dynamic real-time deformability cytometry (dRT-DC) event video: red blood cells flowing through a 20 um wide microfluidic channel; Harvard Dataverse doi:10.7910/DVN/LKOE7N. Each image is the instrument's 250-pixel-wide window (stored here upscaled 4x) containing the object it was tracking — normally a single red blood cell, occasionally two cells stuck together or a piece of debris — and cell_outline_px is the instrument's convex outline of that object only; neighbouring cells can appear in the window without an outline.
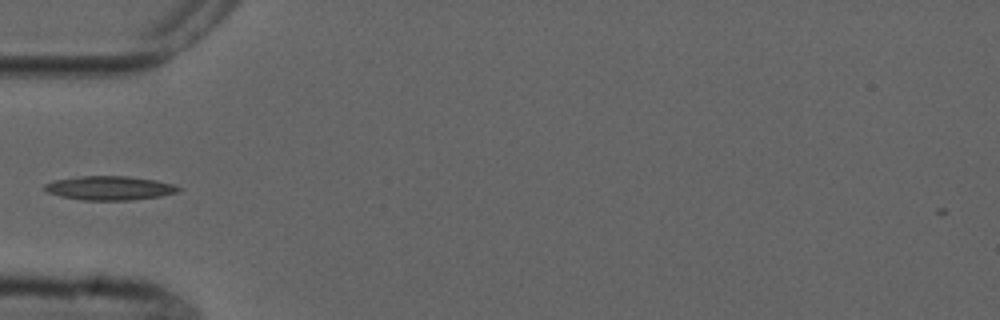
{"species": "common noctule bat (a hibernating species)", "species_latin": "Nyctalus noctula", "temperature_condition": "cold", "stored_images_in_passage": 5, "camera_frame_rate_fps": 3000, "um_per_image_px": 0.085, "animal": {"sex": "male", "forearm_length_mm": 52.5}, "frame": {"image": 1, "passage_image": 5, "time_ms": 5.667, "image_size_px": [1000, 320], "cell_outline_px": [[180, 188], [176, 192], [160, 196], [128, 200], [84, 200], [60, 196], [48, 192], [44, 188], [44, 184], [52, 180], [80, 176], [128, 176], [156, 180], [172, 184]], "centroid_in_image_um": [9.26, 15.97], "position_along_channel_um": 75.7, "area_um2": 18.55}}